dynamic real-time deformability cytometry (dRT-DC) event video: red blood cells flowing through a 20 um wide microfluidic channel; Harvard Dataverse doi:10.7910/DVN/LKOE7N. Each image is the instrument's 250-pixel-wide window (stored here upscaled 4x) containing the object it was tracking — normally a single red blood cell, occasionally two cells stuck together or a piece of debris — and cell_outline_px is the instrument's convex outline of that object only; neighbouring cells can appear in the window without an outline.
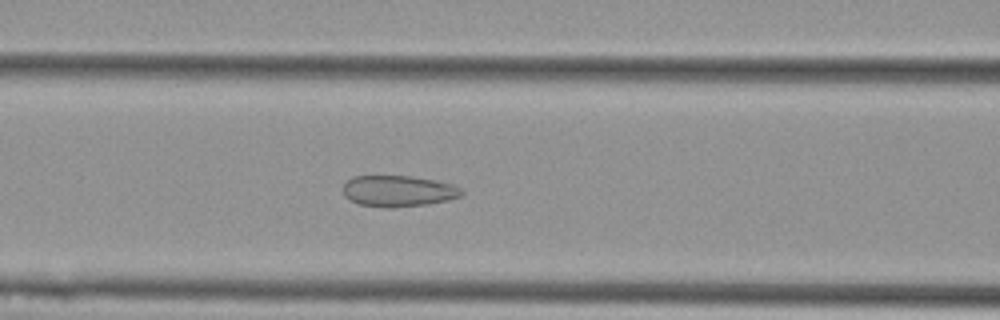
{"species": "Egyptian fruit bat (a non-hibernating species)", "species_latin": "Rousettus aegyptiacus", "temperature_condition": "cold", "stored_images_in_passage": 55, "camera_frame_rate_fps": 3000, "um_per_image_px": 0.085, "animal": {"sex": "female"}, "frame": {"image": 1, "passage_image": 23, "time_ms": 7.333, "image_size_px": [1000, 320], "cell_outline_px": [[464, 192], [460, 196], [448, 200], [428, 204], [392, 208], [388, 208], [360, 204], [344, 196], [344, 184], [352, 176], [412, 176], [452, 184], [460, 188]], "centroid_in_image_um": [33.86, 16.24], "position_along_channel_um": 132.7, "area_um2": 21.39}}
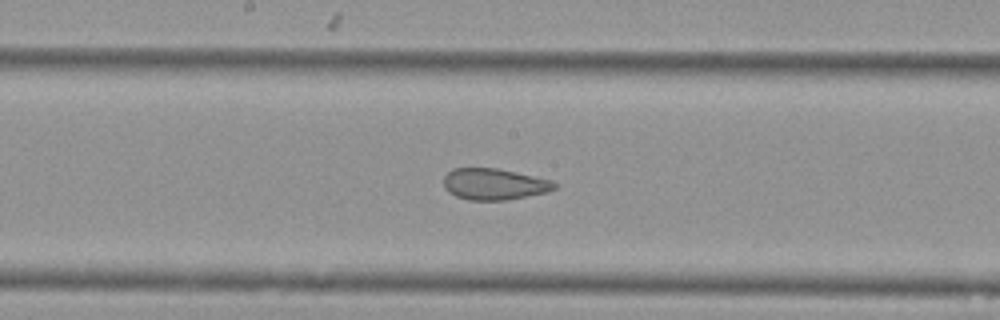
{"frame": {"image": 2, "passage_image": 29, "time_ms": 9.333, "image_size_px": [1000, 320], "cell_outline_px": [[556, 188], [548, 192], [508, 200], [468, 200], [456, 196], [448, 192], [444, 188], [444, 176], [452, 168], [496, 168], [516, 172], [552, 180], [556, 184]], "centroid_in_image_um": [42.0, 15.65], "position_along_channel_um": 206.2, "area_um2": 20.35}}
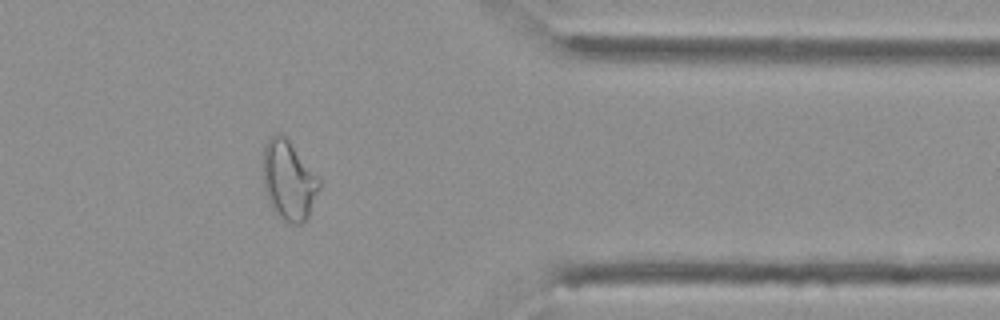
{"frame": {"image": 3, "passage_image": 45, "time_ms": 14.667, "image_size_px": [1000, 320], "cell_outline_px": [[320, 188], [308, 216], [300, 224], [292, 224], [276, 216], [268, 200], [264, 188], [264, 144], [272, 136], [280, 132], [288, 140], [320, 180]], "centroid_in_image_um": [24.53, 15.37], "position_along_channel_um": 386.9, "area_um2": 25.55}, "authors_computed_cell_mechanics": {"area_um2": 27.2238, "velocity_mm_per_s": 3.6807, "shape_relaxation_time_tau1_ms": null, "shape_relaxation_time_tau2_ms": 1.1982, "deformation_change_tau1": null, "deformation_change_tau2": 0.0713}}